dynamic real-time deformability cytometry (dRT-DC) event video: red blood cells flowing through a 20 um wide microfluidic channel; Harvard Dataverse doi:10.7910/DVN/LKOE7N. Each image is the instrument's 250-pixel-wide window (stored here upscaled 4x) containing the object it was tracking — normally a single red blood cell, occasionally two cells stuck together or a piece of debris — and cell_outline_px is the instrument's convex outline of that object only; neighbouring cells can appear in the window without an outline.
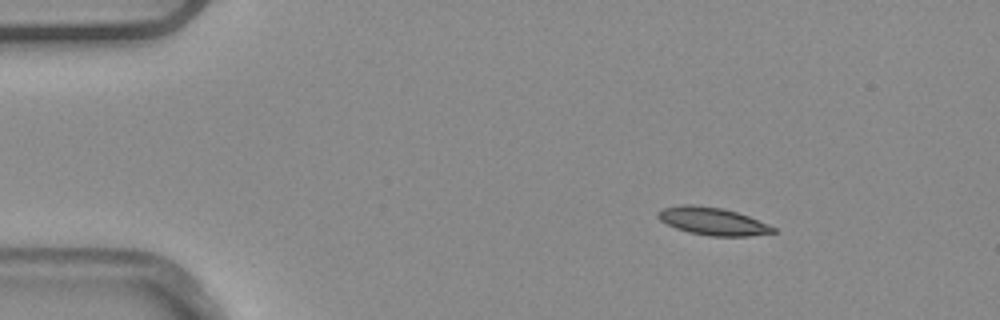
{"species": "common noctule bat (a hibernating species)", "species_latin": "Nyctalus noctula", "temperature_condition": "warm", "stored_images_in_passage": 4, "camera_frame_rate_fps": 3000, "um_per_image_px": 0.085, "animal": {"sex": "male", "body_mass_g": 20.4}, "frame": {"image": 1, "passage_image": 1, "time_ms": 0.0, "image_size_px": [1000, 320], "cell_outline_px": [[776, 232], [748, 236], [712, 236], [688, 232], [676, 228], [660, 220], [656, 216], [656, 212], [664, 208], [680, 204], [692, 204], [724, 208], [748, 216], [768, 224], [776, 228]], "centroid_in_image_um": [60.55, 18.79], "position_along_channel_um": 24.4, "area_um2": 18.55}}
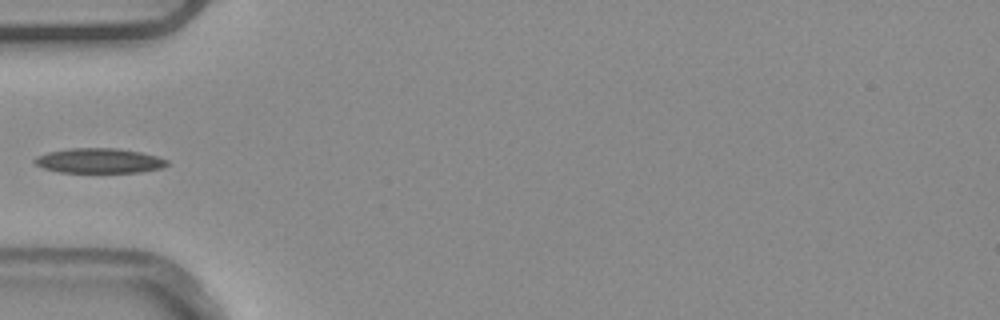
{"frame": {"image": 2, "passage_image": 4, "time_ms": 1.0, "image_size_px": [1000, 320], "cell_outline_px": [[168, 164], [164, 168], [140, 172], [60, 172], [44, 168], [36, 164], [32, 160], [36, 156], [48, 152], [68, 148], [116, 148], [140, 152], [156, 156], [168, 160]], "centroid_in_image_um": [8.43, 13.66], "position_along_channel_um": 76.6, "area_um2": 19.19}}